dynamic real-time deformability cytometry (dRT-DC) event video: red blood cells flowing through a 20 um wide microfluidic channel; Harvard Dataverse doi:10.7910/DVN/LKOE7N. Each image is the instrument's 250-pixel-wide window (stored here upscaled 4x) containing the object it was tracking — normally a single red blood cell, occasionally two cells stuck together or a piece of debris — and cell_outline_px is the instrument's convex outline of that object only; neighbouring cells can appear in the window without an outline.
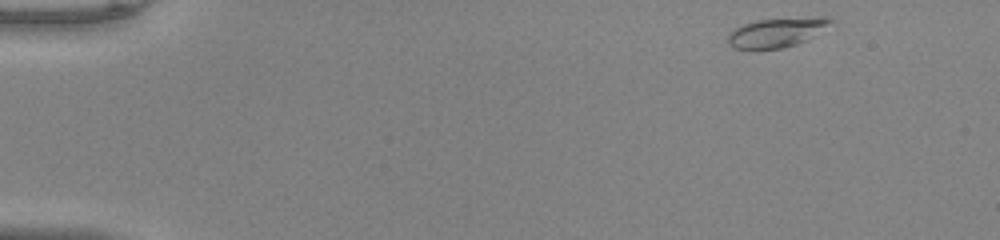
{"species": "common noctule bat (a hibernating species)", "species_latin": "Nyctalus noctula", "temperature_condition": "warm", "stored_images_in_passage": 47, "camera_frame_rate_fps": 3000, "um_per_image_px": 0.085, "animal": {"sex": "male", "body_mass_g": 20.0, "forearm_length_mm": 53.3}, "frame": {"image": 1, "passage_image": 1, "time_ms": 0.0, "image_size_px": [1000, 240], "cell_outline_px": [[832, 20], [804, 40], [796, 44], [780, 48], [732, 48], [728, 44], [728, 36], [732, 28], [756, 20], [816, 16], [828, 16]], "centroid_in_image_um": [65.91, 2.73], "position_along_channel_um": 19.1, "area_um2": 16.99}}
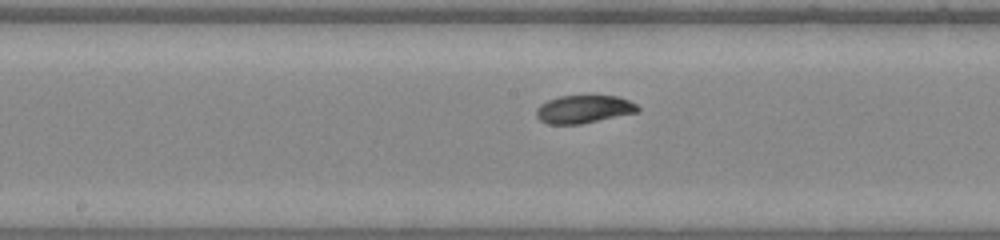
{"frame": {"image": 2, "passage_image": 23, "time_ms": 7.333, "image_size_px": [1000, 240], "cell_outline_px": [[640, 112], [580, 124], [548, 124], [540, 120], [536, 116], [536, 108], [540, 104], [548, 100], [560, 96], [616, 96], [628, 100], [636, 104], [640, 108]], "centroid_in_image_um": [49.62, 9.29], "position_along_channel_um": 198.6, "area_um2": 16.53}}
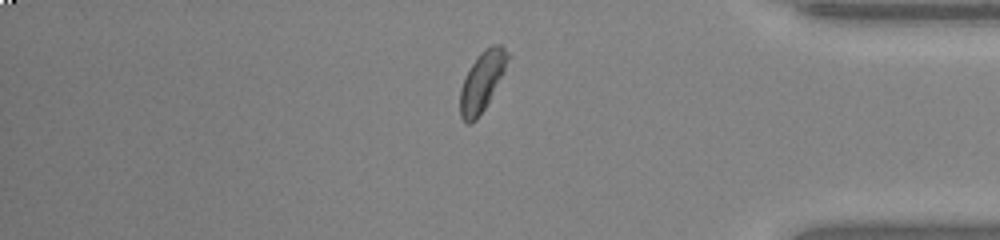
{"frame": {"image": 3, "passage_image": 39, "time_ms": 12.667, "image_size_px": [1000, 240], "cell_outline_px": [[508, 56], [504, 72], [484, 108], [476, 120], [468, 124], [460, 116], [460, 88], [472, 64], [480, 52], [484, 48], [492, 44], [500, 44], [508, 52]], "centroid_in_image_um": [40.96, 6.9], "position_along_channel_um": 394.2, "area_um2": 16.07}, "authors_computed_cell_mechanics": {"area_um2": 16.7042, "velocity_mm_per_s": 4.0668, "shape_relaxation_time_tau1_ms": 3.7178, "shape_relaxation_time_tau2_ms": null, "deformation_change_tau1": 0.1588, "deformation_change_tau2": null}}